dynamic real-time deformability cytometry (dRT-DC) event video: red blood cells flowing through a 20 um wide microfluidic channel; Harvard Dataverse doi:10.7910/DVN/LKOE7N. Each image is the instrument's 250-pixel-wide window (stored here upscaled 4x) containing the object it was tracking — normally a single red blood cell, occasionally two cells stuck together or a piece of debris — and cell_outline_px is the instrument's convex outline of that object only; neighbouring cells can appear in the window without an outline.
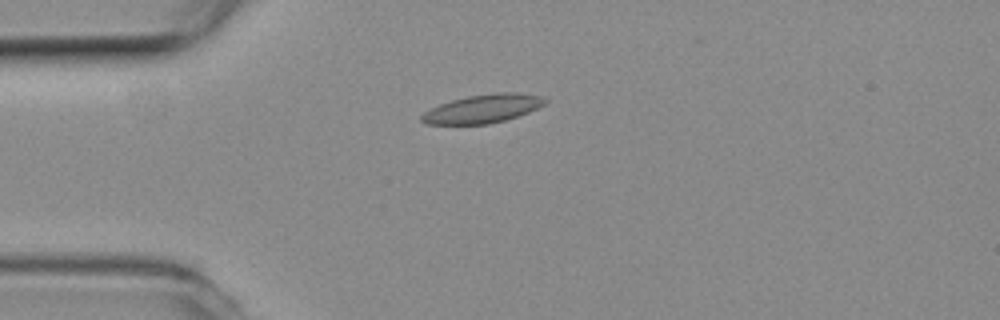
{"species": "common noctule bat (a hibernating species)", "species_latin": "Nyctalus noctula", "temperature_condition": "room temperature", "stored_images_in_passage": 53, "camera_frame_rate_fps": 3000, "um_per_image_px": 0.085, "animal": {"sex": "female", "body_mass_g": 19.3, "forearm_length_mm": 54.1}, "frame": {"image": 1, "passage_image": 13, "time_ms": 4.0, "image_size_px": [1000, 320], "cell_outline_px": [[548, 100], [544, 104], [528, 112], [504, 120], [488, 124], [428, 124], [420, 120], [420, 116], [424, 112], [440, 104], [452, 100], [468, 96], [496, 92], [516, 92], [544, 96]], "centroid_in_image_um": [41.05, 9.23], "position_along_channel_um": 43.9, "area_um2": 20.35}}
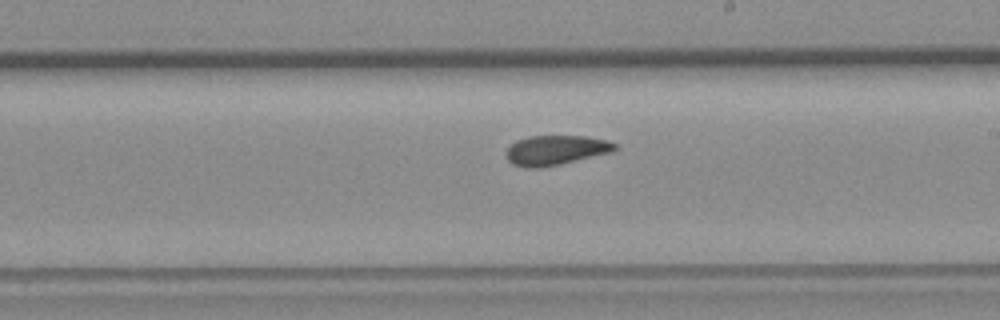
{"frame": {"image": 2, "passage_image": 30, "time_ms": 9.667, "image_size_px": [1000, 320], "cell_outline_px": [[616, 148], [612, 152], [560, 164], [540, 168], [528, 168], [512, 164], [508, 160], [508, 148], [516, 140], [528, 136], [588, 136], [608, 140], [616, 144]], "centroid_in_image_um": [47.26, 12.76], "position_along_channel_um": 241.7, "area_um2": 18.73}}
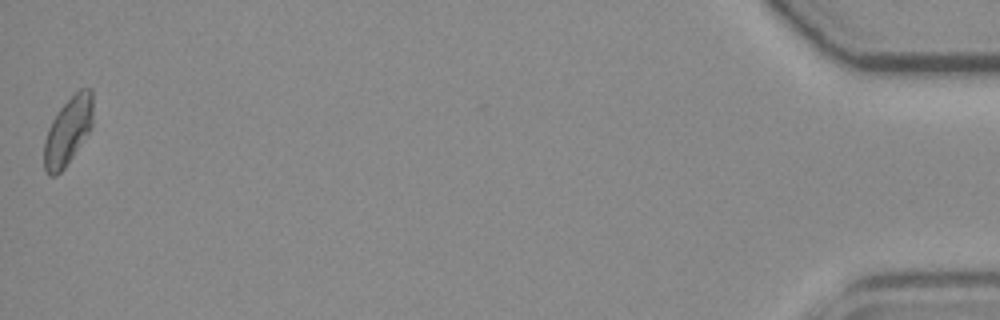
{"frame": {"image": 3, "passage_image": 53, "time_ms": 17.333, "image_size_px": [1000, 320], "cell_outline_px": [[92, 128], [64, 168], [56, 176], [48, 176], [44, 168], [44, 140], [48, 128], [52, 120], [60, 108], [80, 88], [92, 88]], "centroid_in_image_um": [5.77, 11.15], "position_along_channel_um": 429.4, "area_um2": 19.19}, "authors_computed_cell_mechanics": {"area_um2": 19.1896, "velocity_mm_per_s": 3.7983, "shape_relaxation_time_tau1_ms": null, "shape_relaxation_time_tau2_ms": 2.7152, "deformation_change_tau1": null, "deformation_change_tau2": 0.0756}}